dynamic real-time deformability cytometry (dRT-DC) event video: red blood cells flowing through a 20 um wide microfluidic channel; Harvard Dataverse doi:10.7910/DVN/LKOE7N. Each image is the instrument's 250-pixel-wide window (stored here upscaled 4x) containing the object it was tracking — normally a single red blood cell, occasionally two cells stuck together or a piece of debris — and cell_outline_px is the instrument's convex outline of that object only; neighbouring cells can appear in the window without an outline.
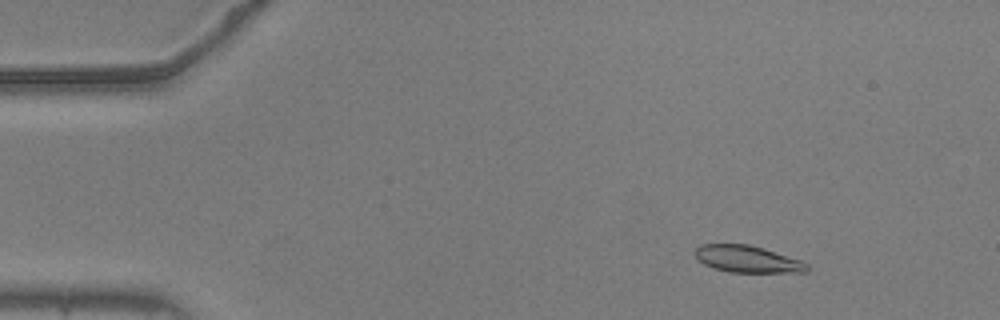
{"species": "common noctule bat (a hibernating species)", "species_latin": "Nyctalus noctula", "temperature_condition": "warm", "stored_images_in_passage": 37, "camera_frame_rate_fps": 3000, "um_per_image_px": 0.085, "animal": {"sex": "male", "body_mass_g": 20.5, "forearm_length_mm": 52.5}, "frame": {"image": 1, "passage_image": 8, "time_ms": 2.333, "image_size_px": [1000, 320], "cell_outline_px": [[808, 272], [728, 272], [704, 264], [696, 260], [692, 252], [700, 244], [748, 244], [764, 248], [800, 260], [808, 264]], "centroid_in_image_um": [63.48, 22.01], "position_along_channel_um": 21.5, "area_um2": 17.63}}
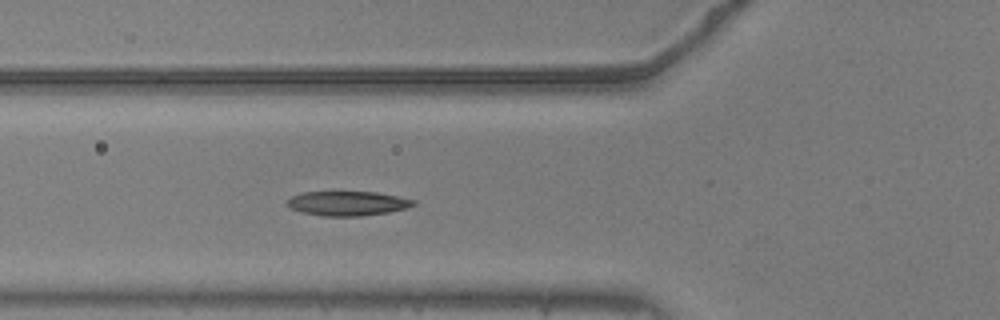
{"frame": {"image": 2, "passage_image": 21, "time_ms": 6.667, "image_size_px": [1000, 320], "cell_outline_px": [[416, 204], [408, 208], [388, 212], [360, 216], [324, 216], [300, 212], [284, 204], [284, 200], [300, 192], [376, 192], [416, 200]], "centroid_in_image_um": [29.5, 17.29], "position_along_channel_um": 96.3, "area_um2": 18.15}}
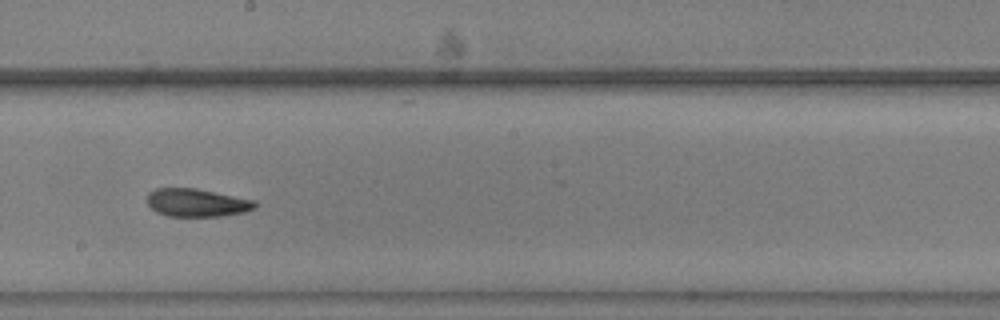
{"frame": {"image": 3, "passage_image": 32, "time_ms": 10.333, "image_size_px": [1000, 320], "cell_outline_px": [[256, 208], [244, 212], [220, 216], [168, 216], [156, 212], [148, 204], [148, 192], [156, 188], [196, 188], [256, 200]], "centroid_in_image_um": [16.74, 17.22], "position_along_channel_um": 231.5, "area_um2": 17.63}}